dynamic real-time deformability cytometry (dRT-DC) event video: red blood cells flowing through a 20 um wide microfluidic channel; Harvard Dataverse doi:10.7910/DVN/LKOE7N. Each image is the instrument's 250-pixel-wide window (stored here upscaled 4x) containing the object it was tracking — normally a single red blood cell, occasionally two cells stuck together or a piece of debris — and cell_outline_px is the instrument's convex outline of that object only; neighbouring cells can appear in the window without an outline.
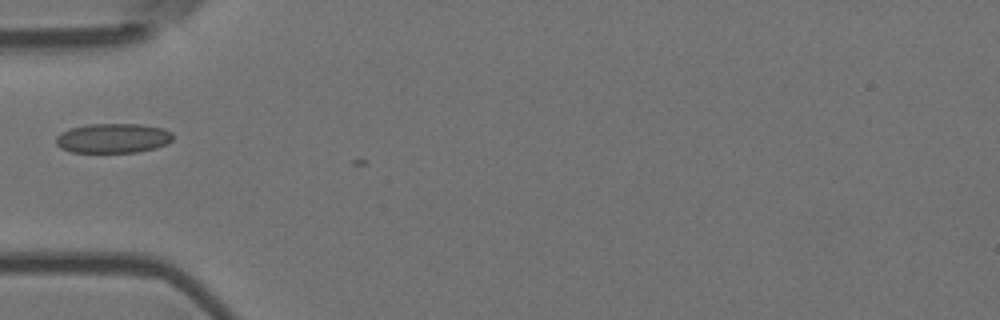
{"species": "Egyptian fruit bat (a non-hibernating species)", "species_latin": "Rousettus aegyptiacus", "temperature_condition": "room temperature", "stored_images_in_passage": 3, "camera_frame_rate_fps": 3000, "um_per_image_px": 0.085, "animal": {"sex": "female"}, "frame": {"image": 1, "passage_image": 2, "time_ms": 0.333, "image_size_px": [1000, 320], "cell_outline_px": [[172, 140], [168, 144], [156, 148], [136, 152], [72, 152], [60, 148], [56, 144], [56, 136], [72, 128], [88, 124], [140, 124], [164, 128], [172, 132]], "centroid_in_image_um": [9.64, 11.75], "position_along_channel_um": 75.4, "area_um2": 20.17}}